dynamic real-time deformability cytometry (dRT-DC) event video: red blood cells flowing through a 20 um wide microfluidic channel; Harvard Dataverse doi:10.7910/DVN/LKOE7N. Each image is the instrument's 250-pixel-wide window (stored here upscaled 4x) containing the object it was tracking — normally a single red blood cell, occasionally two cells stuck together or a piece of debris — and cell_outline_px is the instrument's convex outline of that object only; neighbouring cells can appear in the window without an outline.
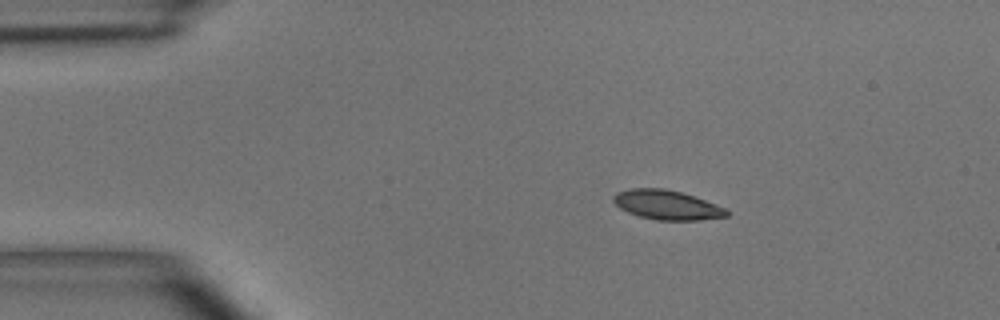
{"species": "common noctule bat (a hibernating species)", "species_latin": "Nyctalus noctula", "temperature_condition": "room temperature", "stored_images_in_passage": 3, "camera_frame_rate_fps": 3000, "um_per_image_px": 0.085, "animal": {"sex": "male", "body_mass_g": 15.6}, "frame": {"image": 1, "passage_image": 1, "time_ms": 0.0, "image_size_px": [1000, 320], "cell_outline_px": [[728, 216], [700, 220], [656, 220], [640, 216], [628, 212], [620, 208], [612, 200], [612, 196], [616, 192], [628, 188], [664, 188], [680, 192], [716, 204], [724, 208], [728, 212]], "centroid_in_image_um": [56.64, 17.41], "position_along_channel_um": 28.4, "area_um2": 19.31}}